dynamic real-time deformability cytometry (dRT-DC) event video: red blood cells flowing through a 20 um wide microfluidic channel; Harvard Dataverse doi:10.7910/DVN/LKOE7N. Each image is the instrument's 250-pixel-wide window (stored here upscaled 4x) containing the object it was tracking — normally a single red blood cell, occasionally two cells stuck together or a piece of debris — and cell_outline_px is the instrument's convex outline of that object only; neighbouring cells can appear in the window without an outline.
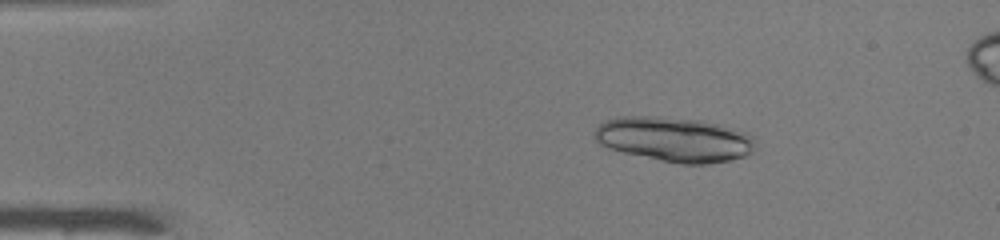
{"species": "common noctule bat (a hibernating species)", "species_latin": "Nyctalus noctula", "temperature_condition": "warm", "stored_images_in_passage": 25, "camera_frame_rate_fps": 3000, "um_per_image_px": 0.085, "animal": {"sex": "male", "body_mass_g": 19.0, "forearm_length_mm": 50.8}, "frame": {"image": 1, "passage_image": 8, "time_ms": 2.333, "image_size_px": [1000, 240], "cell_outline_px": [[752, 152], [744, 156], [732, 160], [708, 164], [680, 164], [660, 160], [624, 152], [608, 148], [600, 144], [592, 136], [592, 132], [604, 120], [616, 116], [660, 116], [700, 120], [720, 124], [748, 132], [752, 136]], "centroid_in_image_um": [57.28, 11.83], "position_along_channel_um": 27.7, "area_um2": 42.19}}